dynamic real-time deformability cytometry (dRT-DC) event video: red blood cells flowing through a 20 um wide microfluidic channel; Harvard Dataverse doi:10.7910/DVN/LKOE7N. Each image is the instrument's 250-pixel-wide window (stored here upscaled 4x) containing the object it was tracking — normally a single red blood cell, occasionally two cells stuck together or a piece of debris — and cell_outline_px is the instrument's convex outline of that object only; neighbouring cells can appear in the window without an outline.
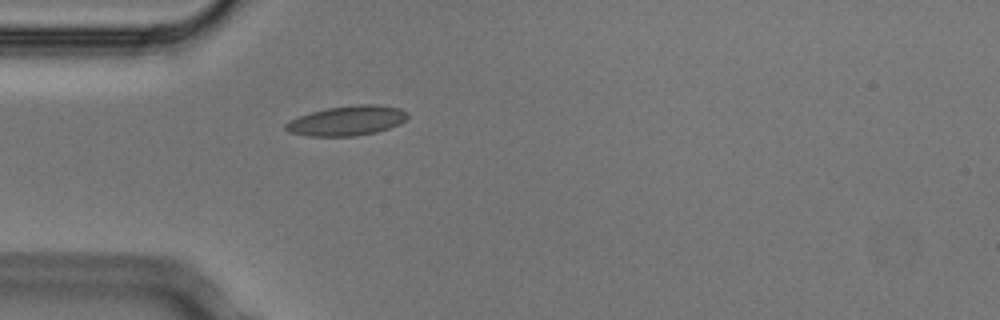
{"species": "Egyptian fruit bat (a non-hibernating species)", "species_latin": "Rousettus aegyptiacus", "temperature_condition": "cold", "stored_images_in_passage": 5, "camera_frame_rate_fps": 3000, "um_per_image_px": 0.085, "animal": {"sex": "male"}, "frame": {"image": 1, "passage_image": 5, "time_ms": 1.333, "image_size_px": [1000, 320], "cell_outline_px": [[408, 116], [400, 124], [376, 132], [356, 136], [308, 136], [288, 132], [284, 128], [284, 124], [288, 120], [312, 112], [328, 108], [360, 104], [376, 104], [400, 108], [408, 112]], "centroid_in_image_um": [29.49, 10.26], "position_along_channel_um": 55.5, "area_um2": 21.15}}